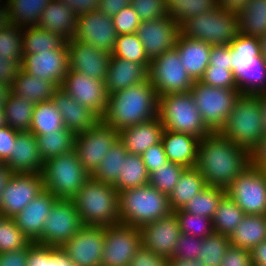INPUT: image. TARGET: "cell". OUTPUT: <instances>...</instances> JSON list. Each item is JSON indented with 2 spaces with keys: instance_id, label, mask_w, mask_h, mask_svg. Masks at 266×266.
<instances>
[{
  "instance_id": "cell-1",
  "label": "cell",
  "mask_w": 266,
  "mask_h": 266,
  "mask_svg": "<svg viewBox=\"0 0 266 266\" xmlns=\"http://www.w3.org/2000/svg\"><path fill=\"white\" fill-rule=\"evenodd\" d=\"M250 165V152L218 132H212L199 141L195 167L207 186L226 190Z\"/></svg>"
},
{
  "instance_id": "cell-2",
  "label": "cell",
  "mask_w": 266,
  "mask_h": 266,
  "mask_svg": "<svg viewBox=\"0 0 266 266\" xmlns=\"http://www.w3.org/2000/svg\"><path fill=\"white\" fill-rule=\"evenodd\" d=\"M159 96L147 79L108 95L106 111L100 118L116 131L158 117Z\"/></svg>"
},
{
  "instance_id": "cell-3",
  "label": "cell",
  "mask_w": 266,
  "mask_h": 266,
  "mask_svg": "<svg viewBox=\"0 0 266 266\" xmlns=\"http://www.w3.org/2000/svg\"><path fill=\"white\" fill-rule=\"evenodd\" d=\"M71 200L83 226L120 224L119 195L113 185L90 177Z\"/></svg>"
},
{
  "instance_id": "cell-4",
  "label": "cell",
  "mask_w": 266,
  "mask_h": 266,
  "mask_svg": "<svg viewBox=\"0 0 266 266\" xmlns=\"http://www.w3.org/2000/svg\"><path fill=\"white\" fill-rule=\"evenodd\" d=\"M231 70L241 94L266 91V62L259 38L239 33L230 43Z\"/></svg>"
},
{
  "instance_id": "cell-5",
  "label": "cell",
  "mask_w": 266,
  "mask_h": 266,
  "mask_svg": "<svg viewBox=\"0 0 266 266\" xmlns=\"http://www.w3.org/2000/svg\"><path fill=\"white\" fill-rule=\"evenodd\" d=\"M118 195L121 224L140 228L173 212L168 195L149 184L123 190Z\"/></svg>"
},
{
  "instance_id": "cell-6",
  "label": "cell",
  "mask_w": 266,
  "mask_h": 266,
  "mask_svg": "<svg viewBox=\"0 0 266 266\" xmlns=\"http://www.w3.org/2000/svg\"><path fill=\"white\" fill-rule=\"evenodd\" d=\"M262 116L259 97L241 94L218 133L251 152L265 134Z\"/></svg>"
},
{
  "instance_id": "cell-7",
  "label": "cell",
  "mask_w": 266,
  "mask_h": 266,
  "mask_svg": "<svg viewBox=\"0 0 266 266\" xmlns=\"http://www.w3.org/2000/svg\"><path fill=\"white\" fill-rule=\"evenodd\" d=\"M158 117L164 130L191 134L200 140L212 133L190 91L159 96Z\"/></svg>"
},
{
  "instance_id": "cell-8",
  "label": "cell",
  "mask_w": 266,
  "mask_h": 266,
  "mask_svg": "<svg viewBox=\"0 0 266 266\" xmlns=\"http://www.w3.org/2000/svg\"><path fill=\"white\" fill-rule=\"evenodd\" d=\"M41 174L44 189L58 199H72L91 177L78 160L74 149L44 161Z\"/></svg>"
},
{
  "instance_id": "cell-9",
  "label": "cell",
  "mask_w": 266,
  "mask_h": 266,
  "mask_svg": "<svg viewBox=\"0 0 266 266\" xmlns=\"http://www.w3.org/2000/svg\"><path fill=\"white\" fill-rule=\"evenodd\" d=\"M180 34L211 45H229L239 34L238 13L215 8L187 19Z\"/></svg>"
},
{
  "instance_id": "cell-10",
  "label": "cell",
  "mask_w": 266,
  "mask_h": 266,
  "mask_svg": "<svg viewBox=\"0 0 266 266\" xmlns=\"http://www.w3.org/2000/svg\"><path fill=\"white\" fill-rule=\"evenodd\" d=\"M195 104L206 126L218 132L232 112L236 100L241 96L238 88H218L194 81L190 89Z\"/></svg>"
},
{
  "instance_id": "cell-11",
  "label": "cell",
  "mask_w": 266,
  "mask_h": 266,
  "mask_svg": "<svg viewBox=\"0 0 266 266\" xmlns=\"http://www.w3.org/2000/svg\"><path fill=\"white\" fill-rule=\"evenodd\" d=\"M148 80L155 87L158 96L189 92L194 83L185 66L180 64V57L175 49L150 61Z\"/></svg>"
},
{
  "instance_id": "cell-12",
  "label": "cell",
  "mask_w": 266,
  "mask_h": 266,
  "mask_svg": "<svg viewBox=\"0 0 266 266\" xmlns=\"http://www.w3.org/2000/svg\"><path fill=\"white\" fill-rule=\"evenodd\" d=\"M246 215H266V172L248 166L226 189Z\"/></svg>"
},
{
  "instance_id": "cell-13",
  "label": "cell",
  "mask_w": 266,
  "mask_h": 266,
  "mask_svg": "<svg viewBox=\"0 0 266 266\" xmlns=\"http://www.w3.org/2000/svg\"><path fill=\"white\" fill-rule=\"evenodd\" d=\"M117 140L118 131L101 119L88 131L75 135L74 150L90 176L97 170Z\"/></svg>"
},
{
  "instance_id": "cell-14",
  "label": "cell",
  "mask_w": 266,
  "mask_h": 266,
  "mask_svg": "<svg viewBox=\"0 0 266 266\" xmlns=\"http://www.w3.org/2000/svg\"><path fill=\"white\" fill-rule=\"evenodd\" d=\"M104 238L101 266H129L142 247L140 229L121 223L104 227Z\"/></svg>"
},
{
  "instance_id": "cell-15",
  "label": "cell",
  "mask_w": 266,
  "mask_h": 266,
  "mask_svg": "<svg viewBox=\"0 0 266 266\" xmlns=\"http://www.w3.org/2000/svg\"><path fill=\"white\" fill-rule=\"evenodd\" d=\"M77 209L71 199H57L45 219L41 245L61 247L81 228Z\"/></svg>"
},
{
  "instance_id": "cell-16",
  "label": "cell",
  "mask_w": 266,
  "mask_h": 266,
  "mask_svg": "<svg viewBox=\"0 0 266 266\" xmlns=\"http://www.w3.org/2000/svg\"><path fill=\"white\" fill-rule=\"evenodd\" d=\"M43 190L41 173H13L1 195V216L13 218Z\"/></svg>"
},
{
  "instance_id": "cell-17",
  "label": "cell",
  "mask_w": 266,
  "mask_h": 266,
  "mask_svg": "<svg viewBox=\"0 0 266 266\" xmlns=\"http://www.w3.org/2000/svg\"><path fill=\"white\" fill-rule=\"evenodd\" d=\"M60 88L81 105L92 110L99 118L105 113L108 94L103 80L93 79L68 68Z\"/></svg>"
},
{
  "instance_id": "cell-18",
  "label": "cell",
  "mask_w": 266,
  "mask_h": 266,
  "mask_svg": "<svg viewBox=\"0 0 266 266\" xmlns=\"http://www.w3.org/2000/svg\"><path fill=\"white\" fill-rule=\"evenodd\" d=\"M117 36L112 18L98 10H94L78 16L73 39L111 54Z\"/></svg>"
},
{
  "instance_id": "cell-19",
  "label": "cell",
  "mask_w": 266,
  "mask_h": 266,
  "mask_svg": "<svg viewBox=\"0 0 266 266\" xmlns=\"http://www.w3.org/2000/svg\"><path fill=\"white\" fill-rule=\"evenodd\" d=\"M137 35L143 44L146 56L152 60L175 48L180 35V26L166 15L141 22L137 29Z\"/></svg>"
},
{
  "instance_id": "cell-20",
  "label": "cell",
  "mask_w": 266,
  "mask_h": 266,
  "mask_svg": "<svg viewBox=\"0 0 266 266\" xmlns=\"http://www.w3.org/2000/svg\"><path fill=\"white\" fill-rule=\"evenodd\" d=\"M142 247L154 254L172 258L176 243L181 234L180 224L175 212L161 217L139 228Z\"/></svg>"
},
{
  "instance_id": "cell-21",
  "label": "cell",
  "mask_w": 266,
  "mask_h": 266,
  "mask_svg": "<svg viewBox=\"0 0 266 266\" xmlns=\"http://www.w3.org/2000/svg\"><path fill=\"white\" fill-rule=\"evenodd\" d=\"M104 240L103 226H83L61 248L76 266H101Z\"/></svg>"
},
{
  "instance_id": "cell-22",
  "label": "cell",
  "mask_w": 266,
  "mask_h": 266,
  "mask_svg": "<svg viewBox=\"0 0 266 266\" xmlns=\"http://www.w3.org/2000/svg\"><path fill=\"white\" fill-rule=\"evenodd\" d=\"M21 69L60 87L68 71L67 42L56 50L23 54Z\"/></svg>"
},
{
  "instance_id": "cell-23",
  "label": "cell",
  "mask_w": 266,
  "mask_h": 266,
  "mask_svg": "<svg viewBox=\"0 0 266 266\" xmlns=\"http://www.w3.org/2000/svg\"><path fill=\"white\" fill-rule=\"evenodd\" d=\"M67 42L68 68L86 74L93 79L105 80L108 72L110 53L76 39Z\"/></svg>"
},
{
  "instance_id": "cell-24",
  "label": "cell",
  "mask_w": 266,
  "mask_h": 266,
  "mask_svg": "<svg viewBox=\"0 0 266 266\" xmlns=\"http://www.w3.org/2000/svg\"><path fill=\"white\" fill-rule=\"evenodd\" d=\"M57 199L44 189L13 217L16 225L31 242L41 244L43 224Z\"/></svg>"
},
{
  "instance_id": "cell-25",
  "label": "cell",
  "mask_w": 266,
  "mask_h": 266,
  "mask_svg": "<svg viewBox=\"0 0 266 266\" xmlns=\"http://www.w3.org/2000/svg\"><path fill=\"white\" fill-rule=\"evenodd\" d=\"M52 101L61 113L64 127L75 135L88 131L100 120L92 110L81 105L60 87L53 93Z\"/></svg>"
},
{
  "instance_id": "cell-26",
  "label": "cell",
  "mask_w": 266,
  "mask_h": 266,
  "mask_svg": "<svg viewBox=\"0 0 266 266\" xmlns=\"http://www.w3.org/2000/svg\"><path fill=\"white\" fill-rule=\"evenodd\" d=\"M13 173H41L44 161L32 132H17L12 154L2 163Z\"/></svg>"
},
{
  "instance_id": "cell-27",
  "label": "cell",
  "mask_w": 266,
  "mask_h": 266,
  "mask_svg": "<svg viewBox=\"0 0 266 266\" xmlns=\"http://www.w3.org/2000/svg\"><path fill=\"white\" fill-rule=\"evenodd\" d=\"M148 79V69L141 63L110 55L104 80L107 94H113Z\"/></svg>"
},
{
  "instance_id": "cell-28",
  "label": "cell",
  "mask_w": 266,
  "mask_h": 266,
  "mask_svg": "<svg viewBox=\"0 0 266 266\" xmlns=\"http://www.w3.org/2000/svg\"><path fill=\"white\" fill-rule=\"evenodd\" d=\"M164 127L159 117L118 131V139L129 154L142 155L161 142Z\"/></svg>"
},
{
  "instance_id": "cell-29",
  "label": "cell",
  "mask_w": 266,
  "mask_h": 266,
  "mask_svg": "<svg viewBox=\"0 0 266 266\" xmlns=\"http://www.w3.org/2000/svg\"><path fill=\"white\" fill-rule=\"evenodd\" d=\"M213 45L204 41L179 35L175 50L180 57V64L185 66L193 81H199L209 66L210 53Z\"/></svg>"
},
{
  "instance_id": "cell-30",
  "label": "cell",
  "mask_w": 266,
  "mask_h": 266,
  "mask_svg": "<svg viewBox=\"0 0 266 266\" xmlns=\"http://www.w3.org/2000/svg\"><path fill=\"white\" fill-rule=\"evenodd\" d=\"M78 16L72 8L59 0H51L43 9L38 27L59 34L66 41L73 39Z\"/></svg>"
},
{
  "instance_id": "cell-31",
  "label": "cell",
  "mask_w": 266,
  "mask_h": 266,
  "mask_svg": "<svg viewBox=\"0 0 266 266\" xmlns=\"http://www.w3.org/2000/svg\"><path fill=\"white\" fill-rule=\"evenodd\" d=\"M200 139L187 133L164 130L161 142L168 161L186 168L195 167Z\"/></svg>"
},
{
  "instance_id": "cell-32",
  "label": "cell",
  "mask_w": 266,
  "mask_h": 266,
  "mask_svg": "<svg viewBox=\"0 0 266 266\" xmlns=\"http://www.w3.org/2000/svg\"><path fill=\"white\" fill-rule=\"evenodd\" d=\"M57 88L53 82L33 76L21 69L12 82L11 93L37 104L52 100Z\"/></svg>"
},
{
  "instance_id": "cell-33",
  "label": "cell",
  "mask_w": 266,
  "mask_h": 266,
  "mask_svg": "<svg viewBox=\"0 0 266 266\" xmlns=\"http://www.w3.org/2000/svg\"><path fill=\"white\" fill-rule=\"evenodd\" d=\"M266 240V215H245L229 236L230 244L252 250Z\"/></svg>"
},
{
  "instance_id": "cell-34",
  "label": "cell",
  "mask_w": 266,
  "mask_h": 266,
  "mask_svg": "<svg viewBox=\"0 0 266 266\" xmlns=\"http://www.w3.org/2000/svg\"><path fill=\"white\" fill-rule=\"evenodd\" d=\"M206 187L205 179L196 167L186 168L168 195L171 210L182 209L191 198Z\"/></svg>"
},
{
  "instance_id": "cell-35",
  "label": "cell",
  "mask_w": 266,
  "mask_h": 266,
  "mask_svg": "<svg viewBox=\"0 0 266 266\" xmlns=\"http://www.w3.org/2000/svg\"><path fill=\"white\" fill-rule=\"evenodd\" d=\"M239 33L260 38L266 35V0H249L238 12Z\"/></svg>"
},
{
  "instance_id": "cell-36",
  "label": "cell",
  "mask_w": 266,
  "mask_h": 266,
  "mask_svg": "<svg viewBox=\"0 0 266 266\" xmlns=\"http://www.w3.org/2000/svg\"><path fill=\"white\" fill-rule=\"evenodd\" d=\"M66 40L59 34L43 30L38 26L23 27V54L43 53L59 49Z\"/></svg>"
},
{
  "instance_id": "cell-37",
  "label": "cell",
  "mask_w": 266,
  "mask_h": 266,
  "mask_svg": "<svg viewBox=\"0 0 266 266\" xmlns=\"http://www.w3.org/2000/svg\"><path fill=\"white\" fill-rule=\"evenodd\" d=\"M64 127L61 113L52 100L39 102L34 105L31 127L29 132L34 135L61 131Z\"/></svg>"
},
{
  "instance_id": "cell-38",
  "label": "cell",
  "mask_w": 266,
  "mask_h": 266,
  "mask_svg": "<svg viewBox=\"0 0 266 266\" xmlns=\"http://www.w3.org/2000/svg\"><path fill=\"white\" fill-rule=\"evenodd\" d=\"M34 103L12 93L3 106L6 123L18 132H28L31 127Z\"/></svg>"
},
{
  "instance_id": "cell-39",
  "label": "cell",
  "mask_w": 266,
  "mask_h": 266,
  "mask_svg": "<svg viewBox=\"0 0 266 266\" xmlns=\"http://www.w3.org/2000/svg\"><path fill=\"white\" fill-rule=\"evenodd\" d=\"M149 172L145 166L141 155L129 154L126 162L123 163L121 174L118 175L117 182L113 187L119 192L148 185Z\"/></svg>"
},
{
  "instance_id": "cell-40",
  "label": "cell",
  "mask_w": 266,
  "mask_h": 266,
  "mask_svg": "<svg viewBox=\"0 0 266 266\" xmlns=\"http://www.w3.org/2000/svg\"><path fill=\"white\" fill-rule=\"evenodd\" d=\"M128 151L119 141L110 148L97 170L91 175L94 180L114 185L121 174L123 163L126 162Z\"/></svg>"
},
{
  "instance_id": "cell-41",
  "label": "cell",
  "mask_w": 266,
  "mask_h": 266,
  "mask_svg": "<svg viewBox=\"0 0 266 266\" xmlns=\"http://www.w3.org/2000/svg\"><path fill=\"white\" fill-rule=\"evenodd\" d=\"M39 153L43 161L69 153L74 149L75 134L66 128L61 131L35 135Z\"/></svg>"
},
{
  "instance_id": "cell-42",
  "label": "cell",
  "mask_w": 266,
  "mask_h": 266,
  "mask_svg": "<svg viewBox=\"0 0 266 266\" xmlns=\"http://www.w3.org/2000/svg\"><path fill=\"white\" fill-rule=\"evenodd\" d=\"M245 215L231 197L225 194L212 219L214 233L229 237Z\"/></svg>"
},
{
  "instance_id": "cell-43",
  "label": "cell",
  "mask_w": 266,
  "mask_h": 266,
  "mask_svg": "<svg viewBox=\"0 0 266 266\" xmlns=\"http://www.w3.org/2000/svg\"><path fill=\"white\" fill-rule=\"evenodd\" d=\"M51 0H8L12 24L19 27L37 26L43 9Z\"/></svg>"
},
{
  "instance_id": "cell-44",
  "label": "cell",
  "mask_w": 266,
  "mask_h": 266,
  "mask_svg": "<svg viewBox=\"0 0 266 266\" xmlns=\"http://www.w3.org/2000/svg\"><path fill=\"white\" fill-rule=\"evenodd\" d=\"M27 266H76L61 247L30 242Z\"/></svg>"
},
{
  "instance_id": "cell-45",
  "label": "cell",
  "mask_w": 266,
  "mask_h": 266,
  "mask_svg": "<svg viewBox=\"0 0 266 266\" xmlns=\"http://www.w3.org/2000/svg\"><path fill=\"white\" fill-rule=\"evenodd\" d=\"M167 16L179 26L187 19L217 8L216 0H166Z\"/></svg>"
},
{
  "instance_id": "cell-46",
  "label": "cell",
  "mask_w": 266,
  "mask_h": 266,
  "mask_svg": "<svg viewBox=\"0 0 266 266\" xmlns=\"http://www.w3.org/2000/svg\"><path fill=\"white\" fill-rule=\"evenodd\" d=\"M225 194V189L207 186L205 189L191 198V200L185 204L182 210L213 219L218 208V204Z\"/></svg>"
},
{
  "instance_id": "cell-47",
  "label": "cell",
  "mask_w": 266,
  "mask_h": 266,
  "mask_svg": "<svg viewBox=\"0 0 266 266\" xmlns=\"http://www.w3.org/2000/svg\"><path fill=\"white\" fill-rule=\"evenodd\" d=\"M111 54L128 61L141 63L149 69L151 60L146 56L145 49L137 33L118 35Z\"/></svg>"
},
{
  "instance_id": "cell-48",
  "label": "cell",
  "mask_w": 266,
  "mask_h": 266,
  "mask_svg": "<svg viewBox=\"0 0 266 266\" xmlns=\"http://www.w3.org/2000/svg\"><path fill=\"white\" fill-rule=\"evenodd\" d=\"M230 245L229 237L222 234L213 233L203 238L199 261L204 266H220Z\"/></svg>"
},
{
  "instance_id": "cell-49",
  "label": "cell",
  "mask_w": 266,
  "mask_h": 266,
  "mask_svg": "<svg viewBox=\"0 0 266 266\" xmlns=\"http://www.w3.org/2000/svg\"><path fill=\"white\" fill-rule=\"evenodd\" d=\"M186 169L183 165L168 161L149 174V182L159 192L169 195Z\"/></svg>"
},
{
  "instance_id": "cell-50",
  "label": "cell",
  "mask_w": 266,
  "mask_h": 266,
  "mask_svg": "<svg viewBox=\"0 0 266 266\" xmlns=\"http://www.w3.org/2000/svg\"><path fill=\"white\" fill-rule=\"evenodd\" d=\"M174 212L178 218L182 234L203 239L214 233L212 219L192 214L182 209Z\"/></svg>"
},
{
  "instance_id": "cell-51",
  "label": "cell",
  "mask_w": 266,
  "mask_h": 266,
  "mask_svg": "<svg viewBox=\"0 0 266 266\" xmlns=\"http://www.w3.org/2000/svg\"><path fill=\"white\" fill-rule=\"evenodd\" d=\"M23 27L12 24L0 30V56L21 64L23 59Z\"/></svg>"
},
{
  "instance_id": "cell-52",
  "label": "cell",
  "mask_w": 266,
  "mask_h": 266,
  "mask_svg": "<svg viewBox=\"0 0 266 266\" xmlns=\"http://www.w3.org/2000/svg\"><path fill=\"white\" fill-rule=\"evenodd\" d=\"M30 242L13 218H0V253L20 250Z\"/></svg>"
},
{
  "instance_id": "cell-53",
  "label": "cell",
  "mask_w": 266,
  "mask_h": 266,
  "mask_svg": "<svg viewBox=\"0 0 266 266\" xmlns=\"http://www.w3.org/2000/svg\"><path fill=\"white\" fill-rule=\"evenodd\" d=\"M199 81L218 88H238L233 71L220 66H208Z\"/></svg>"
},
{
  "instance_id": "cell-54",
  "label": "cell",
  "mask_w": 266,
  "mask_h": 266,
  "mask_svg": "<svg viewBox=\"0 0 266 266\" xmlns=\"http://www.w3.org/2000/svg\"><path fill=\"white\" fill-rule=\"evenodd\" d=\"M131 6L141 22L167 15L166 0H132Z\"/></svg>"
},
{
  "instance_id": "cell-55",
  "label": "cell",
  "mask_w": 266,
  "mask_h": 266,
  "mask_svg": "<svg viewBox=\"0 0 266 266\" xmlns=\"http://www.w3.org/2000/svg\"><path fill=\"white\" fill-rule=\"evenodd\" d=\"M201 244V238L181 233L176 243L174 254L170 259L199 260Z\"/></svg>"
},
{
  "instance_id": "cell-56",
  "label": "cell",
  "mask_w": 266,
  "mask_h": 266,
  "mask_svg": "<svg viewBox=\"0 0 266 266\" xmlns=\"http://www.w3.org/2000/svg\"><path fill=\"white\" fill-rule=\"evenodd\" d=\"M111 18L118 35L137 33L141 23L139 16L131 5L121 9Z\"/></svg>"
},
{
  "instance_id": "cell-57",
  "label": "cell",
  "mask_w": 266,
  "mask_h": 266,
  "mask_svg": "<svg viewBox=\"0 0 266 266\" xmlns=\"http://www.w3.org/2000/svg\"><path fill=\"white\" fill-rule=\"evenodd\" d=\"M141 157L149 174L168 162L162 142L150 146Z\"/></svg>"
},
{
  "instance_id": "cell-58",
  "label": "cell",
  "mask_w": 266,
  "mask_h": 266,
  "mask_svg": "<svg viewBox=\"0 0 266 266\" xmlns=\"http://www.w3.org/2000/svg\"><path fill=\"white\" fill-rule=\"evenodd\" d=\"M220 266H252L251 250L230 245Z\"/></svg>"
},
{
  "instance_id": "cell-59",
  "label": "cell",
  "mask_w": 266,
  "mask_h": 266,
  "mask_svg": "<svg viewBox=\"0 0 266 266\" xmlns=\"http://www.w3.org/2000/svg\"><path fill=\"white\" fill-rule=\"evenodd\" d=\"M129 266H169V259L141 247L132 257Z\"/></svg>"
},
{
  "instance_id": "cell-60",
  "label": "cell",
  "mask_w": 266,
  "mask_h": 266,
  "mask_svg": "<svg viewBox=\"0 0 266 266\" xmlns=\"http://www.w3.org/2000/svg\"><path fill=\"white\" fill-rule=\"evenodd\" d=\"M20 70L21 64L0 56V84L11 86Z\"/></svg>"
},
{
  "instance_id": "cell-61",
  "label": "cell",
  "mask_w": 266,
  "mask_h": 266,
  "mask_svg": "<svg viewBox=\"0 0 266 266\" xmlns=\"http://www.w3.org/2000/svg\"><path fill=\"white\" fill-rule=\"evenodd\" d=\"M209 66H220L231 70L230 44L212 46Z\"/></svg>"
},
{
  "instance_id": "cell-62",
  "label": "cell",
  "mask_w": 266,
  "mask_h": 266,
  "mask_svg": "<svg viewBox=\"0 0 266 266\" xmlns=\"http://www.w3.org/2000/svg\"><path fill=\"white\" fill-rule=\"evenodd\" d=\"M16 130L8 126L0 127V161L3 163L11 154L13 144L17 137Z\"/></svg>"
},
{
  "instance_id": "cell-63",
  "label": "cell",
  "mask_w": 266,
  "mask_h": 266,
  "mask_svg": "<svg viewBox=\"0 0 266 266\" xmlns=\"http://www.w3.org/2000/svg\"><path fill=\"white\" fill-rule=\"evenodd\" d=\"M28 245L16 251L0 253V266H27Z\"/></svg>"
},
{
  "instance_id": "cell-64",
  "label": "cell",
  "mask_w": 266,
  "mask_h": 266,
  "mask_svg": "<svg viewBox=\"0 0 266 266\" xmlns=\"http://www.w3.org/2000/svg\"><path fill=\"white\" fill-rule=\"evenodd\" d=\"M70 6L77 16L97 10L100 0H59Z\"/></svg>"
},
{
  "instance_id": "cell-65",
  "label": "cell",
  "mask_w": 266,
  "mask_h": 266,
  "mask_svg": "<svg viewBox=\"0 0 266 266\" xmlns=\"http://www.w3.org/2000/svg\"><path fill=\"white\" fill-rule=\"evenodd\" d=\"M251 165L266 170V134L260 139L258 145L250 152Z\"/></svg>"
},
{
  "instance_id": "cell-66",
  "label": "cell",
  "mask_w": 266,
  "mask_h": 266,
  "mask_svg": "<svg viewBox=\"0 0 266 266\" xmlns=\"http://www.w3.org/2000/svg\"><path fill=\"white\" fill-rule=\"evenodd\" d=\"M132 0H100L98 11L107 16L116 15L121 9L130 6Z\"/></svg>"
},
{
  "instance_id": "cell-67",
  "label": "cell",
  "mask_w": 266,
  "mask_h": 266,
  "mask_svg": "<svg viewBox=\"0 0 266 266\" xmlns=\"http://www.w3.org/2000/svg\"><path fill=\"white\" fill-rule=\"evenodd\" d=\"M252 266H266V240L251 250Z\"/></svg>"
},
{
  "instance_id": "cell-68",
  "label": "cell",
  "mask_w": 266,
  "mask_h": 266,
  "mask_svg": "<svg viewBox=\"0 0 266 266\" xmlns=\"http://www.w3.org/2000/svg\"><path fill=\"white\" fill-rule=\"evenodd\" d=\"M249 0H216L217 7L232 12H240Z\"/></svg>"
},
{
  "instance_id": "cell-69",
  "label": "cell",
  "mask_w": 266,
  "mask_h": 266,
  "mask_svg": "<svg viewBox=\"0 0 266 266\" xmlns=\"http://www.w3.org/2000/svg\"><path fill=\"white\" fill-rule=\"evenodd\" d=\"M12 25L7 4L0 5V30Z\"/></svg>"
},
{
  "instance_id": "cell-70",
  "label": "cell",
  "mask_w": 266,
  "mask_h": 266,
  "mask_svg": "<svg viewBox=\"0 0 266 266\" xmlns=\"http://www.w3.org/2000/svg\"><path fill=\"white\" fill-rule=\"evenodd\" d=\"M13 172L6 166V165H1L0 166V199L2 192L7 185L10 177L12 176Z\"/></svg>"
},
{
  "instance_id": "cell-71",
  "label": "cell",
  "mask_w": 266,
  "mask_h": 266,
  "mask_svg": "<svg viewBox=\"0 0 266 266\" xmlns=\"http://www.w3.org/2000/svg\"><path fill=\"white\" fill-rule=\"evenodd\" d=\"M169 266H204L199 260L169 259Z\"/></svg>"
},
{
  "instance_id": "cell-72",
  "label": "cell",
  "mask_w": 266,
  "mask_h": 266,
  "mask_svg": "<svg viewBox=\"0 0 266 266\" xmlns=\"http://www.w3.org/2000/svg\"><path fill=\"white\" fill-rule=\"evenodd\" d=\"M260 100V106L262 109V125L264 133L266 134V91L256 94Z\"/></svg>"
},
{
  "instance_id": "cell-73",
  "label": "cell",
  "mask_w": 266,
  "mask_h": 266,
  "mask_svg": "<svg viewBox=\"0 0 266 266\" xmlns=\"http://www.w3.org/2000/svg\"><path fill=\"white\" fill-rule=\"evenodd\" d=\"M10 93H11V86L0 84V107L4 106Z\"/></svg>"
},
{
  "instance_id": "cell-74",
  "label": "cell",
  "mask_w": 266,
  "mask_h": 266,
  "mask_svg": "<svg viewBox=\"0 0 266 266\" xmlns=\"http://www.w3.org/2000/svg\"><path fill=\"white\" fill-rule=\"evenodd\" d=\"M261 57L266 62V35L259 38Z\"/></svg>"
},
{
  "instance_id": "cell-75",
  "label": "cell",
  "mask_w": 266,
  "mask_h": 266,
  "mask_svg": "<svg viewBox=\"0 0 266 266\" xmlns=\"http://www.w3.org/2000/svg\"><path fill=\"white\" fill-rule=\"evenodd\" d=\"M7 126L3 107H0V127Z\"/></svg>"
},
{
  "instance_id": "cell-76",
  "label": "cell",
  "mask_w": 266,
  "mask_h": 266,
  "mask_svg": "<svg viewBox=\"0 0 266 266\" xmlns=\"http://www.w3.org/2000/svg\"><path fill=\"white\" fill-rule=\"evenodd\" d=\"M8 3V0H0V5H4V4H7Z\"/></svg>"
}]
</instances>
